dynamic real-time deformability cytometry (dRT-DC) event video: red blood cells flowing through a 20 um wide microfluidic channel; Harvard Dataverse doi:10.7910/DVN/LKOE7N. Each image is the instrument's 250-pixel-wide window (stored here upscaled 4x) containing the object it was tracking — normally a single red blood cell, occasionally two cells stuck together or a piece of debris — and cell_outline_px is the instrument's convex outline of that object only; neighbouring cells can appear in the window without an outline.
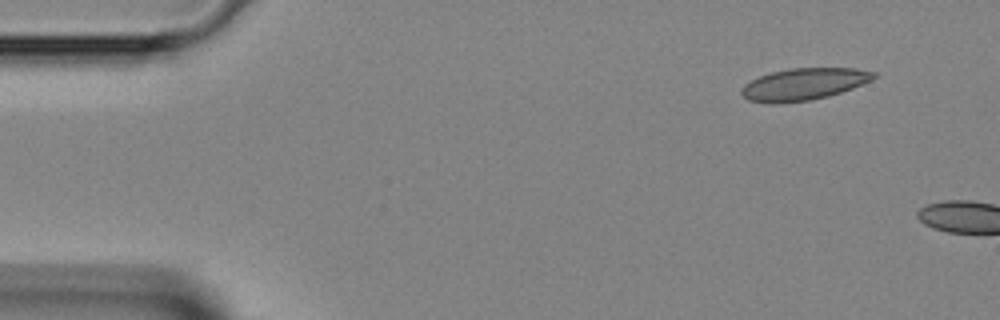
{"species": "Egyptian fruit bat (a non-hibernating species)", "species_latin": "Rousettus aegyptiacus", "temperature_condition": "room temperature", "stored_images_in_passage": 11, "segment_of_instrument_passage": [2, 2], "camera_frame_rate_fps": 3000, "um_per_image_px": 0.085, "animal": {"sex": "female"}, "frame": {"image": 1, "passage_image": 11, "time_ms": 3.333, "image_size_px": [1000, 320], "cell_outline_px": [[876, 76], [872, 80], [852, 88], [828, 96], [812, 100], [772, 104], [768, 104], [748, 100], [740, 92], [740, 88], [744, 84], [760, 76], [772, 72], [792, 68], [856, 68], [876, 72]], "centroid_in_image_um": [68.3, 7.16], "position_along_channel_um": 16.7, "area_um2": 24.62}}